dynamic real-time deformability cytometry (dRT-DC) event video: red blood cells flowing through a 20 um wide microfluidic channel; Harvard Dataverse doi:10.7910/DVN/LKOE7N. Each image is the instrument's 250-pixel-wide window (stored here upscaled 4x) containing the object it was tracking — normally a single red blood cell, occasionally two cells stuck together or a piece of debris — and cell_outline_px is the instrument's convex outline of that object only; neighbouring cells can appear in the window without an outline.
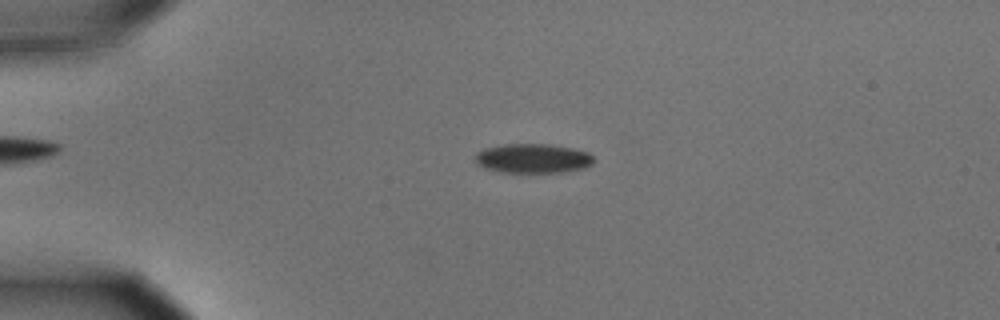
{"species": "common noctule bat (a hibernating species)", "species_latin": "Nyctalus noctula", "temperature_condition": "cold", "stored_images_in_passage": 4, "camera_frame_rate_fps": 3000, "um_per_image_px": 0.085, "animal": {"sex": "male", "body_mass_g": 15.6}, "frame": {"image": 1, "passage_image": 3, "time_ms": 0.667, "image_size_px": [1000, 320], "cell_outline_px": [[592, 164], [584, 168], [560, 172], [504, 172], [484, 168], [476, 164], [476, 152], [484, 148], [504, 144], [548, 144], [572, 148], [588, 152], [592, 156]], "centroid_in_image_um": [45.26, 13.46], "position_along_channel_um": 39.7, "area_um2": 20.17}}